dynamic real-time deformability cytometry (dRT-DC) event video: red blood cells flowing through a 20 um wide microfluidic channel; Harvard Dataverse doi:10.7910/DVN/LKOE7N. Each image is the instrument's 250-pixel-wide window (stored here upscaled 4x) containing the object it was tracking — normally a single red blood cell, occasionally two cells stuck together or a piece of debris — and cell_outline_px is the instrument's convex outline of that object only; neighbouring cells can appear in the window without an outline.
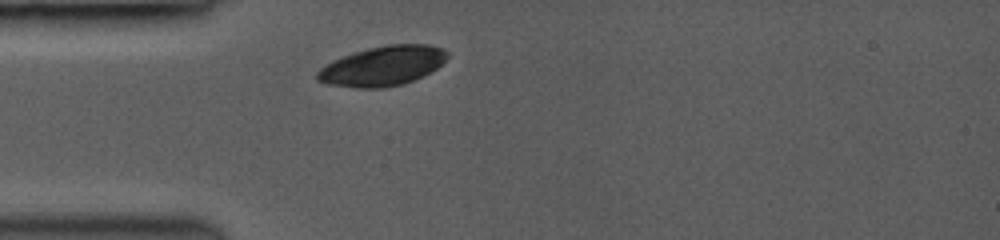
{"species": "common noctule bat (a hibernating species)", "species_latin": "Nyctalus noctula", "temperature_condition": "room temperature", "stored_images_in_passage": 3, "camera_frame_rate_fps": 3000, "um_per_image_px": 0.085, "animal": {"sex": "female", "body_mass_g": 19.0, "forearm_length_mm": 53.3}, "frame": {"image": 1, "passage_image": 1, "time_ms": 0.0, "image_size_px": [1000, 240], "cell_outline_px": [[448, 56], [436, 68], [412, 80], [400, 84], [384, 88], [356, 88], [324, 84], [316, 80], [316, 72], [320, 68], [332, 60], [368, 48], [388, 44], [428, 44], [444, 48], [448, 52]], "centroid_in_image_um": [32.48, 5.6], "position_along_channel_um": 52.5, "area_um2": 29.94}}
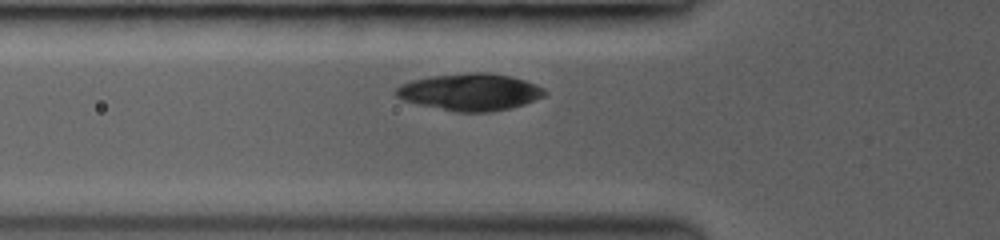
{"frame": {"image": 2, "passage_image": 3, "time_ms": 1.0, "image_size_px": [1000, 240], "cell_outline_px": [[548, 92], [544, 96], [524, 104], [512, 108], [492, 112], [456, 112], [420, 104], [404, 100], [396, 96], [396, 88], [400, 84], [412, 80], [428, 76], [468, 72], [488, 72], [512, 76], [536, 84], [544, 88]], "centroid_in_image_um": [39.99, 7.81], "position_along_channel_um": 85.8, "area_um2": 32.25}}